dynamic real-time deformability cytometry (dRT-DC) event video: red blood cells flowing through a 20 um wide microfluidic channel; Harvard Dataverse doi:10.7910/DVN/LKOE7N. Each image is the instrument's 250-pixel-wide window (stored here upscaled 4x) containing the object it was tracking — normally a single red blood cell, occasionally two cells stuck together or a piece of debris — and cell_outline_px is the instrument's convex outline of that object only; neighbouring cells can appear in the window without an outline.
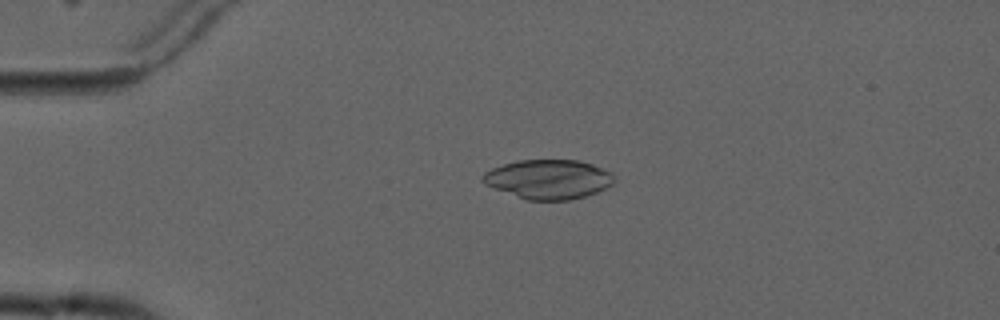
{"species": "common noctule bat (a hibernating species)", "species_latin": "Nyctalus noctula", "temperature_condition": "cold", "stored_images_in_passage": 5, "camera_frame_rate_fps": 3000, "um_per_image_px": 0.085, "animal": {"sex": "male", "forearm_length_mm": 52.5}, "frame": {"image": 1, "passage_image": 4, "time_ms": 3.667, "image_size_px": [1000, 320], "cell_outline_px": [[612, 184], [596, 192], [572, 200], [528, 200], [484, 184], [480, 180], [480, 176], [484, 172], [492, 168], [516, 160], [580, 160], [592, 164], [612, 172]], "centroid_in_image_um": [46.58, 15.22], "position_along_channel_um": 38.4, "area_um2": 30.0}}